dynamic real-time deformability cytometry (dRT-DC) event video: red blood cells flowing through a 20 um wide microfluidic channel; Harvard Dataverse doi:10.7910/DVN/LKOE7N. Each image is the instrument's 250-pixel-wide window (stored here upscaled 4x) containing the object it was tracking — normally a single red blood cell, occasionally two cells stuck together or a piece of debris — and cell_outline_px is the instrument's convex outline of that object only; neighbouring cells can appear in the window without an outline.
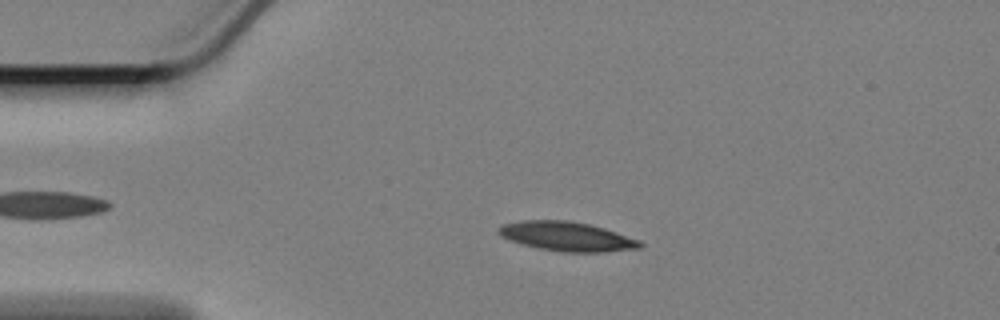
{"species": "Egyptian fruit bat (a non-hibernating species)", "species_latin": "Rousettus aegyptiacus", "temperature_condition": "cold", "stored_images_in_passage": 52, "camera_frame_rate_fps": 3000, "um_per_image_px": 0.085, "animal": {"sex": "female"}, "frame": {"image": 1, "passage_image": 11, "time_ms": 3.333, "image_size_px": [1000, 320], "cell_outline_px": [[644, 244], [640, 248], [604, 252], [560, 252], [540, 248], [524, 244], [500, 236], [500, 228], [504, 224], [524, 220], [564, 220], [588, 224], [604, 228], [640, 240]], "centroid_in_image_um": [48.25, 20.1], "position_along_channel_um": 36.8, "area_um2": 23.76}}
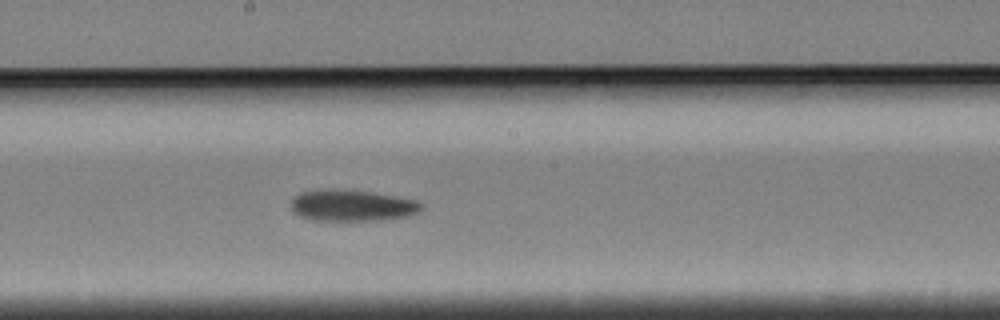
{"frame": {"image": 2, "passage_image": 30, "time_ms": 9.667, "image_size_px": [1000, 320], "cell_outline_px": [[420, 208], [412, 216], [380, 220], [308, 220], [292, 212], [292, 200], [300, 192], [368, 192], [416, 200], [420, 204]], "centroid_in_image_um": [29.93, 17.53], "position_along_channel_um": 218.3, "area_um2": 22.6}}
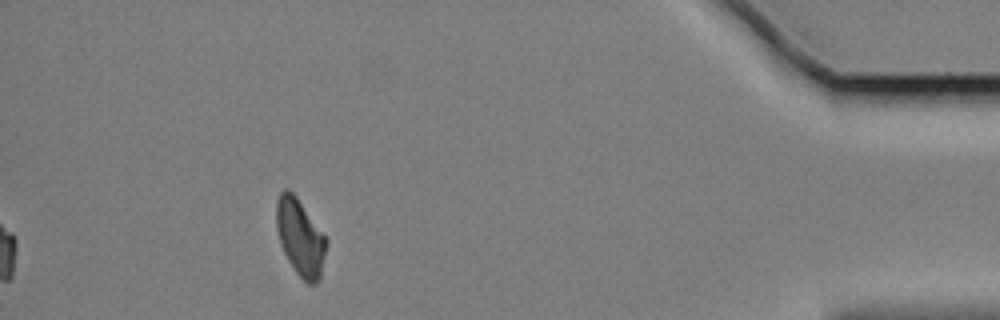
{"frame": {"image": 3, "passage_image": 52, "time_ms": 17.0, "image_size_px": [1000, 320], "cell_outline_px": [[328, 240], [320, 276], [316, 284], [308, 284], [296, 272], [288, 260], [280, 244], [276, 228], [276, 200], [280, 192], [284, 188], [288, 188], [296, 196]], "centroid_in_image_um": [25.5, 20.15], "position_along_channel_um": 409.7, "area_um2": 22.2}, "authors_computed_cell_mechanics": {"area_um2": 23.2645, "velocity_mm_per_s": 3.3595, "shape_relaxation_time_tau1_ms": 6.91, "shape_relaxation_time_tau2_ms": null, "deformation_change_tau1": 0.1388, "deformation_change_tau2": null}}